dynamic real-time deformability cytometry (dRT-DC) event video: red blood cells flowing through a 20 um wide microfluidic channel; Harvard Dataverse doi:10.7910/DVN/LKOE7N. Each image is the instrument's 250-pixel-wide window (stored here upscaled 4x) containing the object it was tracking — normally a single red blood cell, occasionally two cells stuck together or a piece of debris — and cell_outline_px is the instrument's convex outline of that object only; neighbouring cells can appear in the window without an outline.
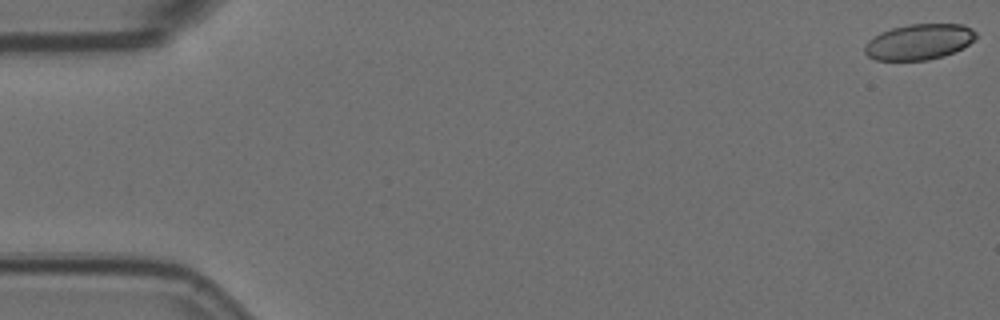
{"species": "Egyptian fruit bat (a non-hibernating species)", "species_latin": "Rousettus aegyptiacus", "temperature_condition": "room temperature", "stored_images_in_passage": 9, "camera_frame_rate_fps": 3000, "um_per_image_px": 0.085, "animal": {"sex": "female"}, "frame": {"image": 1, "passage_image": 1, "time_ms": 0.0, "image_size_px": [1000, 320], "cell_outline_px": [[976, 36], [968, 44], [944, 56], [928, 60], [876, 60], [868, 56], [864, 52], [864, 44], [868, 40], [880, 32], [892, 28], [908, 24], [964, 24], [972, 28], [976, 32]], "centroid_in_image_um": [78.08, 3.55], "position_along_channel_um": 6.9, "area_um2": 23.12}}